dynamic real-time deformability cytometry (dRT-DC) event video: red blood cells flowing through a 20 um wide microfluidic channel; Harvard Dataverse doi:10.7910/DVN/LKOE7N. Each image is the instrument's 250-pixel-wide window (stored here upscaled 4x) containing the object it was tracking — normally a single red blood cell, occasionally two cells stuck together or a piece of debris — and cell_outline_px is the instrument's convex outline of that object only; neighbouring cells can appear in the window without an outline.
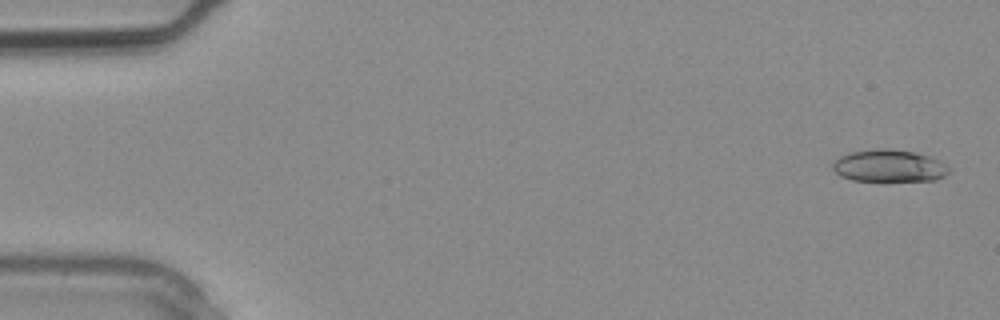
{"species": "common noctule bat (a hibernating species)", "species_latin": "Nyctalus noctula", "temperature_condition": "warm", "stored_images_in_passage": 3, "camera_frame_rate_fps": 3000, "um_per_image_px": 0.085, "animal": {"sex": "male", "body_mass_g": 20.4}, "frame": {"image": 1, "passage_image": 1, "time_ms": 0.0, "image_size_px": [1000, 320], "cell_outline_px": [[952, 168], [944, 176], [936, 180], [852, 180], [840, 176], [832, 168], [832, 164], [840, 156], [848, 152], [876, 148], [892, 148], [912, 152], [928, 156], [948, 164]], "centroid_in_image_um": [75.57, 14.08], "position_along_channel_um": 9.4, "area_um2": 21.85}}